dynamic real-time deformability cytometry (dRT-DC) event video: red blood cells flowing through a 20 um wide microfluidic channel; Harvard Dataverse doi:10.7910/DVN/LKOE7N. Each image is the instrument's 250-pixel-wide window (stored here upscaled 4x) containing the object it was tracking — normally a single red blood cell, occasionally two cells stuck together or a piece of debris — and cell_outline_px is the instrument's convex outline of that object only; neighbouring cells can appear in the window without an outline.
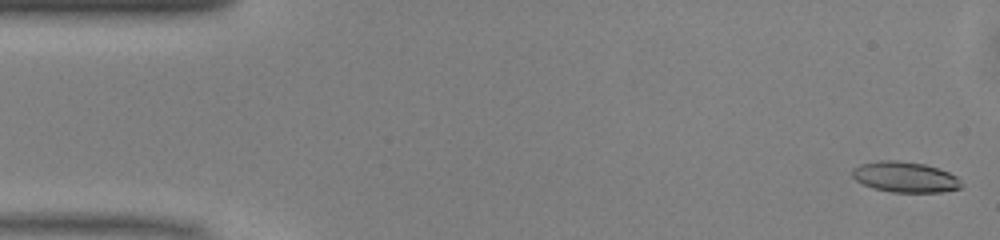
{"species": "common noctule bat (a hibernating species)", "species_latin": "Nyctalus noctula", "temperature_condition": "warm", "stored_images_in_passage": 49, "camera_frame_rate_fps": 3000, "um_per_image_px": 0.085, "animal": {"sex": "male", "body_mass_g": 13.0, "forearm_length_mm": 53.1}, "frame": {"image": 1, "passage_image": 1, "time_ms": 0.0, "image_size_px": [1000, 240], "cell_outline_px": [[964, 184], [960, 188], [940, 192], [892, 192], [872, 188], [856, 180], [852, 176], [852, 168], [860, 164], [880, 160], [896, 160], [924, 164], [948, 172], [956, 176]], "centroid_in_image_um": [76.91, 15.05], "position_along_channel_um": 8.1, "area_um2": 19.42}}
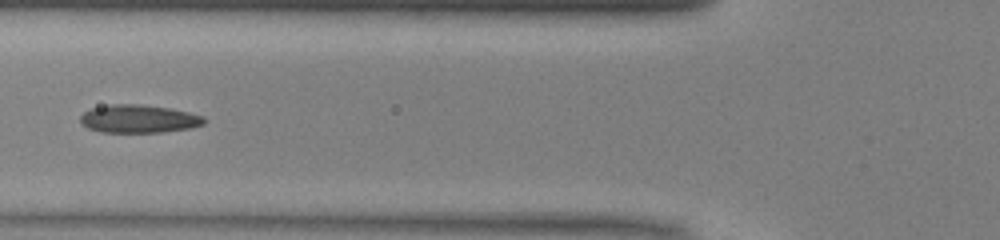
{"frame": {"image": 2, "passage_image": 18, "time_ms": 5.667, "image_size_px": [1000, 240], "cell_outline_px": [[204, 124], [192, 128], [164, 132], [100, 132], [88, 128], [80, 124], [80, 116], [84, 112], [92, 108], [112, 104], [140, 104], [172, 108], [204, 116]], "centroid_in_image_um": [11.79, 10.1], "position_along_channel_um": 114.0, "area_um2": 20.4}}
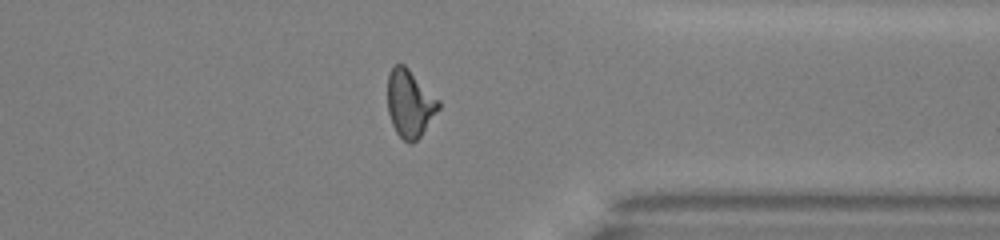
{"frame": {"image": 3, "passage_image": 38, "time_ms": 12.333, "image_size_px": [1000, 240], "cell_outline_px": [[440, 108], [420, 136], [412, 144], [408, 144], [396, 132], [392, 124], [388, 112], [388, 76], [392, 64], [404, 64], [440, 100]], "centroid_in_image_um": [34.83, 8.79], "position_along_channel_um": 376.6, "area_um2": 20.06}, "authors_computed_cell_mechanics": {"area_um2": 19.8254, "velocity_mm_per_s": 4.0874, "shape_relaxation_time_tau1_ms": 4.8274, "shape_relaxation_time_tau2_ms": 2.4243, "deformation_change_tau1": 0.1912, "deformation_change_tau2": 0.1078}}